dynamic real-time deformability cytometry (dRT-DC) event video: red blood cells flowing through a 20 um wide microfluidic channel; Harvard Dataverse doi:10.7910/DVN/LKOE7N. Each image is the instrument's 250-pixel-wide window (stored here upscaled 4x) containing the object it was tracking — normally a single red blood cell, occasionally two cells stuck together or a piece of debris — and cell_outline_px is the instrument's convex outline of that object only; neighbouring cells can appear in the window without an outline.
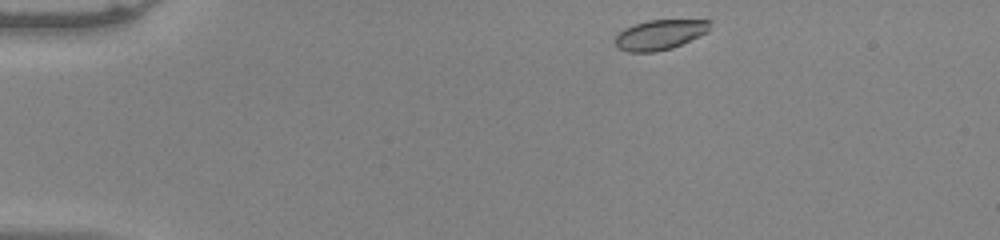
{"species": "common noctule bat (a hibernating species)", "species_latin": "Nyctalus noctula", "temperature_condition": "warm", "stored_images_in_passage": 44, "camera_frame_rate_fps": 3000, "um_per_image_px": 0.085, "animal": {"sex": "male", "body_mass_g": 20.0, "forearm_length_mm": 53.3}, "frame": {"image": 1, "passage_image": 1, "time_ms": 0.0, "image_size_px": [1000, 240], "cell_outline_px": [[712, 20], [708, 32], [700, 36], [672, 48], [652, 52], [628, 52], [620, 48], [616, 44], [616, 36], [624, 28], [632, 24], [648, 20]], "centroid_in_image_um": [56.11, 2.94], "position_along_channel_um": 28.9, "area_um2": 16.53}}
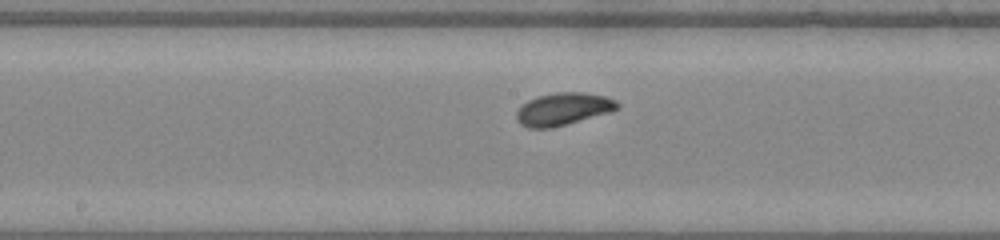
{"frame": {"image": 2, "passage_image": 20, "time_ms": 6.333, "image_size_px": [1000, 240], "cell_outline_px": [[620, 108], [612, 112], [568, 124], [552, 128], [528, 128], [520, 124], [516, 120], [516, 112], [528, 100], [540, 96], [556, 92], [584, 92], [604, 96], [616, 100], [620, 104]], "centroid_in_image_um": [47.91, 9.28], "position_along_channel_um": 200.3, "area_um2": 19.25}}
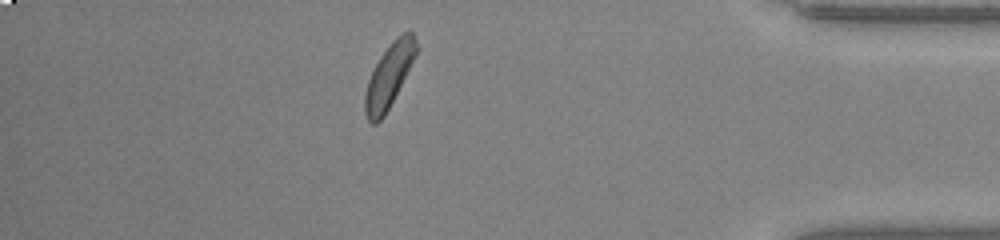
{"frame": {"image": 3, "passage_image": 38, "time_ms": 12.333, "image_size_px": [1000, 240], "cell_outline_px": [[420, 48], [384, 116], [376, 124], [372, 124], [368, 120], [364, 112], [364, 96], [368, 80], [380, 56], [392, 40], [400, 32], [412, 32]], "centroid_in_image_um": [33.08, 6.4], "position_along_channel_um": 402.1, "area_um2": 18.96}, "authors_computed_cell_mechanics": {"area_um2": 18.207, "velocity_mm_per_s": 3.938, "shape_relaxation_time_tau1_ms": 2.8706, "shape_relaxation_time_tau2_ms": null, "deformation_change_tau1": 0.1625, "deformation_change_tau2": null}}